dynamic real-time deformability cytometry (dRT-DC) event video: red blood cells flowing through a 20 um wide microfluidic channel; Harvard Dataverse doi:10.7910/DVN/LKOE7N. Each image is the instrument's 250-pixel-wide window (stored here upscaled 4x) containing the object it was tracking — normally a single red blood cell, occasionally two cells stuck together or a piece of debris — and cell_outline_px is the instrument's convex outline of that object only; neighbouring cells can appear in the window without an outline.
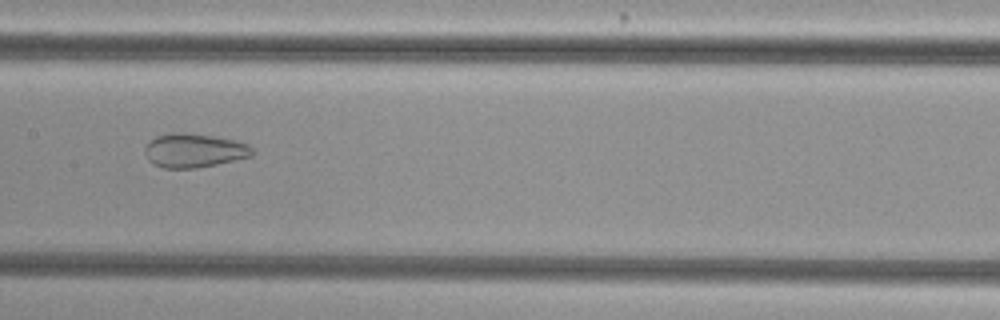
{"species": "common noctule bat (a hibernating species)", "species_latin": "Nyctalus noctula", "temperature_condition": "cold", "stored_images_in_passage": 48, "camera_frame_rate_fps": 3000, "um_per_image_px": 0.085, "animal": {"sex": "female", "body_mass_g": 29.2, "forearm_length_mm": 56.3}, "frame": {"image": 1, "passage_image": 21, "time_ms": 6.667, "image_size_px": [1000, 320], "cell_outline_px": [[252, 156], [216, 164], [196, 168], [164, 168], [152, 164], [148, 160], [144, 152], [144, 148], [156, 136], [172, 132], [184, 132], [212, 136], [236, 140], [248, 144], [252, 148]], "centroid_in_image_um": [16.47, 12.79], "position_along_channel_um": 190.9, "area_um2": 21.21}}
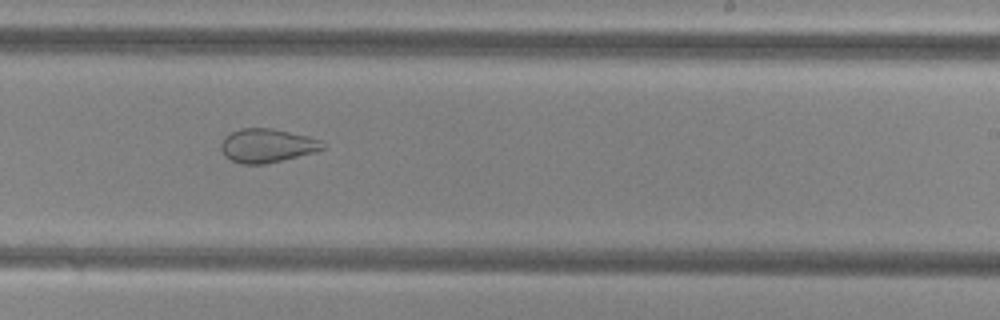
{"frame": {"image": 2, "passage_image": 27, "time_ms": 8.667, "image_size_px": [1000, 320], "cell_outline_px": [[328, 148], [316, 152], [264, 164], [240, 164], [224, 156], [220, 148], [220, 144], [224, 136], [240, 128], [272, 128], [308, 136], [320, 140]], "centroid_in_image_um": [22.7, 12.37], "position_along_channel_um": 266.3, "area_um2": 20.17}}
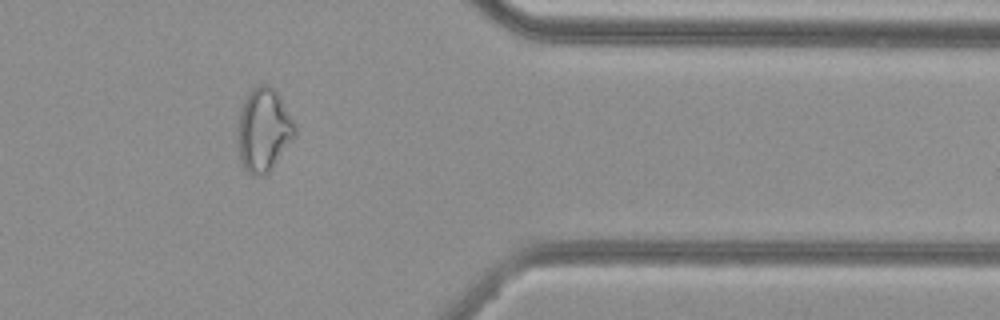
{"frame": {"image": 3, "passage_image": 38, "time_ms": 12.333, "image_size_px": [1000, 320], "cell_outline_px": [[296, 136], [268, 172], [264, 176], [252, 176], [244, 168], [240, 160], [236, 144], [240, 112], [244, 96], [252, 88], [260, 84], [268, 84], [280, 96], [296, 128]], "centroid_in_image_um": [22.37, 11.05], "position_along_channel_um": 389.0, "area_um2": 27.92}, "authors_computed_cell_mechanics": {"area_um2": 28.0908, "velocity_mm_per_s": 3.7785, "shape_relaxation_time_tau1_ms": null, "shape_relaxation_time_tau2_ms": 2.144, "deformation_change_tau1": null, "deformation_change_tau2": 0.0873}}